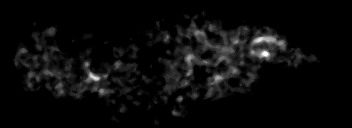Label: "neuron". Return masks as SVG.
<instances>
[{
    "label": "neuron",
    "mask_w": 352,
    "mask_h": 128,
    "mask_svg": "<svg viewBox=\"0 0 352 128\" xmlns=\"http://www.w3.org/2000/svg\"><path fill=\"white\" fill-rule=\"evenodd\" d=\"M281 6L285 7L284 9H291V8H289V5H286V4L281 5ZM298 8H301V9H299V11L301 10L302 12H304V10H303L304 6L303 5L298 6ZM29 10H30L31 13L35 12L34 11L35 9L33 10V9H29V8L28 9L26 8L24 11L25 12H29ZM158 11H160V10H158ZM158 13L160 15H162L164 13H167V10H165V11L162 10V11H160ZM185 14L186 15H184L183 19H182L183 21L185 20V18L186 19L189 18V14H190V17H191V15H193L195 13H193V10H192V11H188V14H187V12ZM253 15H254L253 16L254 19L259 20L260 17L257 16V14H253ZM268 15H270L271 19H275V16H273L272 13H268ZM331 15L336 17V14H334L333 12H332V14H326L324 16H326L327 19H328V17L331 16ZM132 17L133 16H132V13H131V14L128 15V19L127 20L134 21V19ZM150 17H151V13H147L143 17V20H145L147 18H150ZM241 17H242V19H241L240 25H238V27H236V28H237V33L240 34V36H242L244 38V40H245L243 42V46L242 47L235 46V45H238L239 43H241V40L238 38V36L235 37L234 35H230L229 36L230 39L232 38L234 40L233 44H230V42L228 41L229 39L221 40L222 47H221V50H219V51H215L214 46H210V51H212L213 54H215V52H217L216 55L211 57V59H204L203 60L202 57L199 54L195 53V52L194 53L192 52V54H190L189 52L187 53V52H183V51L181 53V51H179L178 48L173 50L172 49L173 47L171 46V43H170V46L167 45V44H169V43H167L168 42L167 38H169V36H170L169 33L163 34L162 32H157L156 31V32H154V35L153 34L152 35L151 34L150 35L149 34H144L142 39H141L142 42H140V45H143L144 40L146 42V39H148V38L151 39V40L153 39V41H151L152 44L148 45V49H152L153 48L152 46H154L156 38H160L161 36L165 37L166 40H164V43L166 44V46L162 47V49H163L164 52H169L168 53L169 56L167 57V60L170 59L173 62H172L171 65H165L163 70L160 71V79H161V76H162L161 73L163 71L164 72L165 71H169V70L171 71L169 77H166V78L163 77L162 78L163 81H166L167 78H168V81L173 80L174 77H175V79H177V74L176 73H179V76L182 75L183 77H197L196 76L197 74L202 75V71H200V73H198V72H195V71L192 72V70L190 69L193 66V63H192V59L193 58H194V62H195V60H197V62H199V60L201 59V62H202L201 65H203L202 68L209 67V69L207 71L209 76H208V78L206 80H209V83L207 82L208 88L213 91L212 94H210V96L209 95L206 96L205 103H208V102H210V100L212 101L213 99L216 101L217 98L221 95L220 94L221 93V88L218 86V83H221V84H223V86H225L224 89H226V91H225L226 95L224 97L228 98V100L232 99L231 92L233 91V88H235L236 86H234V87L232 86L231 88L228 87V86H230V83H232V81H230V77H237V78H235L237 80V83L241 82V84L237 85L238 88H239V85H242V78L244 80H247L248 83L254 84L255 80L258 79V77H256V75L253 74L252 71L258 70V71L262 72L264 70V69H262L263 66H261V62L262 61H265L266 63H268V65H271V64L273 65V61L274 60H279V62H280V59L282 60L281 61L282 62L281 65H283V60L284 59L285 60H290V58H293L295 62H297V61H303L304 62L305 61V56L308 55V53L306 54V52L304 53L301 50H299L298 48H293L292 46H289V43H287V40L286 39L285 40L281 39L279 37V35L278 36L277 35H273L272 33L274 32V28H270V31L268 33H264V32H261L259 30L257 31L255 29L256 36L251 37L250 39H246L247 38V32H249V30H247V24H249V23H247V21H250V19H248L249 18L248 15H244V16H241ZM205 18L209 20V21H207V23H205L204 21L201 22V20H204V19H201V20L199 19V21H196L194 24H188V27H186L185 30L187 31V33H188V30L189 31L193 30L194 31V36H196L200 32L203 33V36L199 38V42H200V40L203 41L202 48L206 47V45L209 42H210V45L211 44L212 45L213 44L214 45H216V44L220 45V40L218 41V40L212 38L209 41L205 37H206V35L211 34V32L214 31V30L206 31V29H208L210 27V25H212V24H216V23L220 24L221 23L220 22L221 19H218L217 17H215L213 19H210V18H207L206 16H205ZM198 23H201L200 24L201 26H199ZM41 25H42L41 27H44L45 29L47 28V30H45L44 32H41V34H39V35H38V33H36L37 34L36 37H34L35 33L33 34V38L37 39L36 42H42L44 40V38H47L48 41H51L49 35H52L53 33H54V36L58 35V34L57 35L55 34L56 33L55 28L50 27L51 25H48V27H46V24L44 22H42ZM143 27H144V29H148L150 32L154 30V28H152L151 26H148V24L147 25H143ZM202 27H204V28H202ZM89 33H90V31L88 29L87 32H84V35L82 37H86L87 39H92V35H90ZM187 43H188V45H187ZM189 44L193 45V42L192 41L191 42L190 41H185L184 42V49H185V47L187 48L189 46ZM263 45H267L268 47L265 48V47H263ZM286 45H288V46H286ZM52 47H53L52 49H49V48H47V45H44V48H42V49H44L45 53H43L42 56H39V57H41V60H42V63H39V64L43 65V63H44V60H43L44 56L43 55H45L46 58H50V60H51L50 64H54L55 65V70L51 69V71H50L49 68H47V67L43 68V66H41L42 70H38V72H36V73L41 75V74H43V71H47V69H49L50 76L51 75H57V72H59V71H62V76L64 74L65 75L66 74L70 75L69 72L73 71V70H69L71 67H70V64L67 63L69 61H67L66 58H67V56H71L72 53H70L69 55L62 54L60 56V58H58L60 61H63V59H64V61L66 62L65 63L66 64L65 68H63V70H61L60 67L55 63L56 62L55 60H57V56L55 55L54 46H52ZM141 47L142 46H135V48H134V46L132 45V47H124V51L130 50V49H133V50L135 49L136 51H139L140 50L139 48H141ZM42 49H40V51H42ZM28 50H29V52H28ZM31 50H33V49L29 48V49L26 50V52H24L25 50H20V51H23L25 57L32 58V59H30V62H28V64H26L28 66L27 67V69H28L27 72L28 73H31L30 67L36 66L37 65V60L39 61V59L36 58L37 56L35 54L30 56ZM87 52H88L87 50H82L81 52H79V55H76L78 58L77 59L74 58L75 60H77L78 64L79 63L82 64V67L80 69L77 66H73V68H78L77 71L81 72L79 77L77 76V77L73 78L75 80V82H76V87H77V85H78V87H80V85H82V87H84V85H85V88H89L90 89V85H92V82H95V79H96L97 83L93 84L94 85L93 87H94L95 90L97 88H100L99 84H101V83L105 84V86H106L105 88L104 87L101 88L102 94L107 92V91H105L106 89L107 90H111L112 86L114 87L113 89H115V81L112 82L111 79H115L114 78L115 75H116L117 81L119 79L121 80L123 78V76H121L118 71H116L115 73L110 74V77L107 78V73H105V72H101V71L100 72H97V71H93L92 72L90 70H87L85 75H87V77H89L91 79H94V80H86V78H84L86 76H84V74L82 75V71L84 70L83 68L86 69V67L89 66V61L90 60H82L83 59L82 56L86 55L85 53H87ZM226 54H227V57L225 56ZM142 57H143V55H139V57L132 56V57H129V60L130 59L133 60L135 58L142 59ZM250 57L257 59L258 60V65L255 66V63H252V61H251V63H248L249 65H252L251 67H249V68H241V66L243 67V65H244V62H245L244 60L248 59ZM18 58H19V56H17L16 59H13V60H16L17 61L16 64L18 65L19 68H21V66H22L21 64L22 63L18 62L19 61ZM183 58L185 59V66H182V68L180 69V64L183 63L181 61V59L183 60ZM321 58H326V57H319L316 60H314V56H310V63H312V61H314V62L316 61V62L319 63V62L322 61ZM220 63H222L223 66H225L228 69L222 68V69H219V70H221V72H223V73H216L215 71H213V66L221 68V66L219 65ZM333 63L334 62H332L331 60H328V62H326V66H325L326 71L330 67L333 66ZM83 64H84V67H83ZM146 65H148L150 71L154 72L153 74H155V71L157 72L156 66L155 65L151 66V64H149V61L147 59H145L144 62H141V64H137V66L141 67L142 71H143V67L146 66ZM114 67L118 68L119 70L122 71V73H124V79L123 80L130 81V79H127V75L125 74V69L121 67V63L114 65L113 68ZM210 67H211V70H210ZM303 68L306 69L307 73H310V77L315 74L314 70H313V72H311V66H309V68H308L307 64L306 65L304 64ZM136 69H137V67L133 66L132 71L129 72V77L128 78H130L131 75H132V77L134 75H136V76L140 75V73L139 74L137 73ZM308 69H309V72H308ZM224 70H228V71L224 73ZM172 71H174V72H172ZM15 72L17 74L18 73L21 74V71H18V70L15 71L14 69L11 72H8V73H11V74L13 73L14 74ZM264 72L265 73H263V74H265V75H263V77H265V80L263 81V83L268 88V87H270V84L268 83V79H267V75L266 74H268L270 71L265 70ZM142 73L143 74L140 75L141 79H146V80H139V82L140 81L146 82L147 78L144 77V72H142ZM173 73H175V74H173ZM26 81L30 84V87H28V91L31 92V95H32V93H34L33 96L39 95V94L41 95L45 91V89H48V91H51V92L62 93L61 85H63V84L60 83L59 81H50V82H53V83H51V86H48V87L42 86L43 84L41 83L40 93H38V91H37V94H35L36 89H39V85H40V82L37 80V78L35 76V73H34V75L32 74ZM98 81H100V83H98ZM266 81H267V84H266ZM199 83L200 82L194 78L193 93H192V95H191V93L189 95V96H192L194 98V101H196V97H197L195 95V91H201V87H200ZM311 85H312L311 86V90H306V93H308L309 91H314L315 92L316 88H312L313 84H311ZM129 88L130 89L135 88L134 83H129L128 89L127 88L124 89V88L121 87L122 93L127 92L129 90ZM173 92L178 96V100H177V103H175V105L180 106V102L182 100H185V98H186V100H188V95L186 94V97H184V95L180 96V93H179L178 89L173 88ZM75 93H76L75 89H71V91L69 93L70 97L72 98L74 96H77V95H75ZM110 96L112 97V100L114 101V98L116 97V95L113 92L111 93V91H110ZM168 96H169L168 92H165L163 94V103H164V99L166 97H168ZM106 102H108V105H109V108L111 109V111L115 112L113 114L118 115L116 117L112 116V121H115L113 124H117L116 122L119 121L117 118H119V119L121 118L120 111L124 113V110H126V109L123 108V109H120V111H116V109H114L113 106H110L111 105L110 104V102H111L110 98H109V100H107V98H106ZM190 103L191 102L186 103V113H184V115L180 117L181 119L182 118H184V119L185 118H189V115H188L189 113L188 112H189L190 107H191ZM165 107L166 106L164 105L163 106V110L161 109L160 113L157 114L158 117H155V119L153 120V123L151 124L152 128H155V127L158 128L157 123L161 120L162 116H160V115H162V111H165ZM97 108L100 111L101 106L99 105ZM47 109L50 112V114H53L54 111H55L54 109L49 108L48 104H47ZM98 110L96 109V107H95V111L93 110V113H94L95 116H98V113H97ZM176 112H177L176 110L171 111V115H170V120L171 121L173 119L172 116L176 115ZM68 113L65 112L64 121H66V119L69 118L68 117ZM50 114H47L46 116H50ZM84 114H85V109H83V111L81 113H77L76 115H79L80 117H82V115H84ZM26 116L27 117L28 116L29 117H32V116L34 117L33 112H28L26 114ZM174 123L175 124H172L171 127H169V128H179L180 127V125L177 126V121H174Z\"/></svg>",
    "instance_id": "neuron-1"
}]
</instances>
